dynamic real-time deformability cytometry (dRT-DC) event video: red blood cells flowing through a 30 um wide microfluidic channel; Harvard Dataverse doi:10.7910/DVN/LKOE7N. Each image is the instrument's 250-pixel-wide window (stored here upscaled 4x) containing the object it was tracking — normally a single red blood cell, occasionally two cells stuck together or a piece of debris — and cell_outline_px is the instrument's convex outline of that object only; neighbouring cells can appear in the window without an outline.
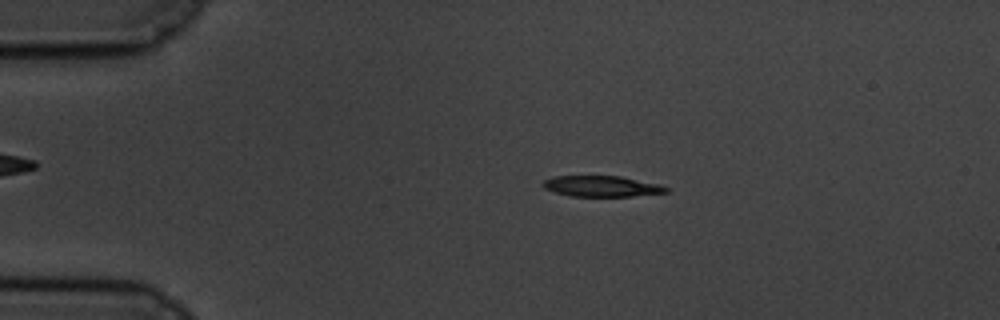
{"species": "common noctule bat (a hibernating species)", "species_latin": "Nyctalus noctula", "temperature_condition": "cold", "stored_images_in_passage": 57, "camera_frame_rate_fps": 3000, "um_per_image_px": 0.085, "animal": {"sex": "male", "body_mass_g": 19.5, "forearm_length_mm": 54.6}, "frame": {"image": 1, "passage_image": 11, "time_ms": 3.333, "image_size_px": [1000, 320], "cell_outline_px": [[668, 192], [632, 196], [568, 196], [544, 188], [540, 184], [544, 180], [552, 176], [620, 176], [660, 184], [668, 188]], "centroid_in_image_um": [51.11, 15.82], "position_along_channel_um": 33.9, "area_um2": 14.97}}
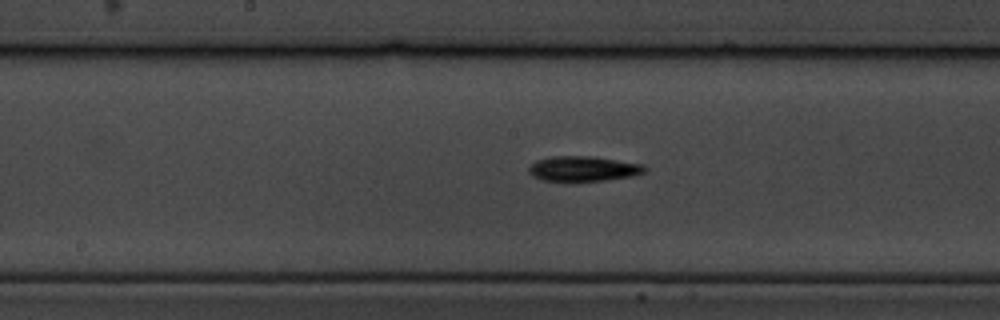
{"frame": {"image": 2, "passage_image": 29, "time_ms": 9.333, "image_size_px": [1000, 320], "cell_outline_px": [[648, 168], [644, 172], [632, 176], [604, 180], [568, 184], [540, 180], [532, 176], [528, 172], [528, 168], [536, 160], [552, 156], [592, 156], [644, 164]], "centroid_in_image_um": [49.53, 14.38], "position_along_channel_um": 198.7, "area_um2": 17.74}}
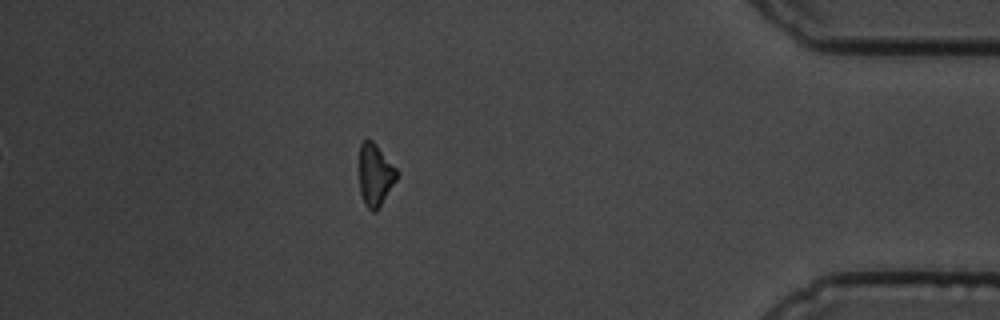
{"frame": {"image": 3, "passage_image": 50, "time_ms": 16.333, "image_size_px": [1000, 320], "cell_outline_px": [[400, 172], [396, 180], [376, 212], [372, 212], [364, 204], [360, 192], [360, 144], [368, 136], [376, 144]], "centroid_in_image_um": [31.9, 14.85], "position_along_channel_um": 403.3, "area_um2": 13.7}, "authors_computed_cell_mechanics": {"area_um2": 15.4904, "velocity_mm_per_s": 3.4946, "shape_relaxation_time_tau1_ms": 3.9122, "shape_relaxation_time_tau2_ms": null, "deformation_change_tau1": 0.1114, "deformation_change_tau2": null}}